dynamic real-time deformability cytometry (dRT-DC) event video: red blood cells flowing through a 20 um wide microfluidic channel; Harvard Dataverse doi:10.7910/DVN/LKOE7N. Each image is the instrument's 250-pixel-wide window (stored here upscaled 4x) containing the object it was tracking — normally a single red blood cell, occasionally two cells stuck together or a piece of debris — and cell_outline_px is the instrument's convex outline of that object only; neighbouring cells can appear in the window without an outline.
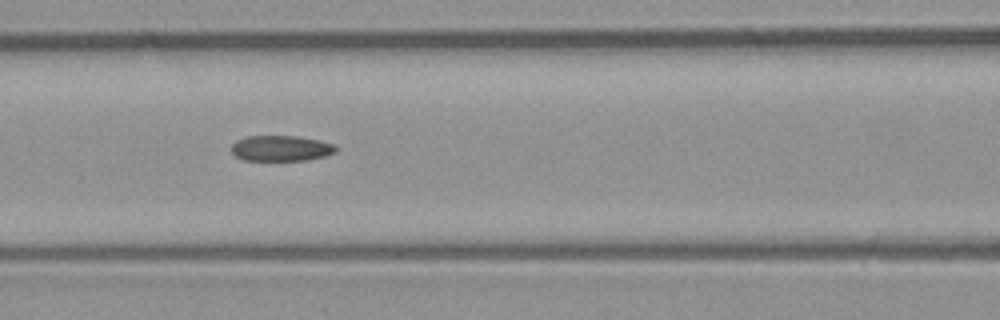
{"species": "common noctule bat (a hibernating species)", "species_latin": "Nyctalus noctula", "temperature_condition": "room temperature", "stored_images_in_passage": 16, "camera_frame_rate_fps": 3000, "um_per_image_px": 0.085, "animal": {"sex": "male", "body_mass_g": 23.1, "forearm_length_mm": 52.7}, "frame": {"image": 1, "passage_image": 10, "time_ms": 3.0, "image_size_px": [1000, 320], "cell_outline_px": [[336, 152], [324, 156], [308, 160], [244, 160], [236, 156], [232, 152], [232, 144], [236, 140], [244, 136], [296, 136], [320, 140], [332, 144], [336, 148]], "centroid_in_image_um": [23.86, 12.6], "position_along_channel_um": 142.7, "area_um2": 15.55}}